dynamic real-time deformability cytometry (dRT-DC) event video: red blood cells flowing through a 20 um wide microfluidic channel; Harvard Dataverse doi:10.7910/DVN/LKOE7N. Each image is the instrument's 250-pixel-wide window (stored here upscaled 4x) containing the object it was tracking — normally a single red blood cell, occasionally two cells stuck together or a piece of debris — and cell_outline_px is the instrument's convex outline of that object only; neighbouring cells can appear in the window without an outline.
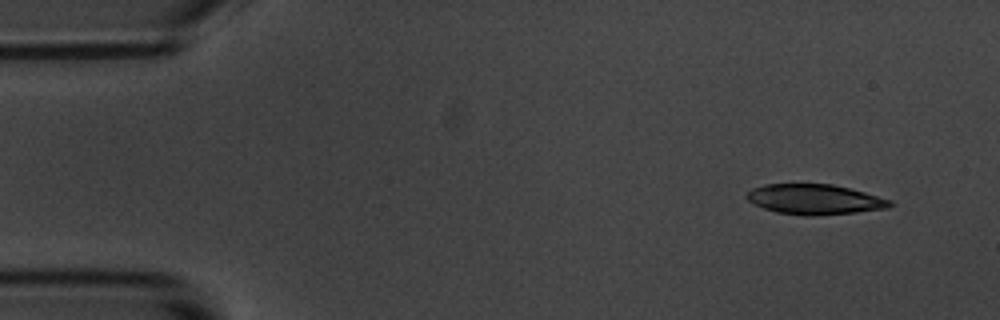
{"species": "common noctule bat (a hibernating species)", "species_latin": "Nyctalus noctula", "temperature_condition": "room temperature", "stored_images_in_passage": 4, "camera_frame_rate_fps": 3000, "um_per_image_px": 0.085, "animal": {"sex": "male", "body_mass_g": 20.1, "forearm_length_mm": 53.5}, "frame": {"image": 1, "passage_image": 1, "time_ms": 0.0, "image_size_px": [1000, 320], "cell_outline_px": [[896, 204], [888, 208], [856, 212], [812, 216], [808, 216], [776, 212], [764, 208], [748, 200], [744, 196], [752, 188], [764, 184], [832, 184], [864, 192], [892, 200]], "centroid_in_image_um": [69.26, 16.94], "position_along_channel_um": 15.7, "area_um2": 25.14}}
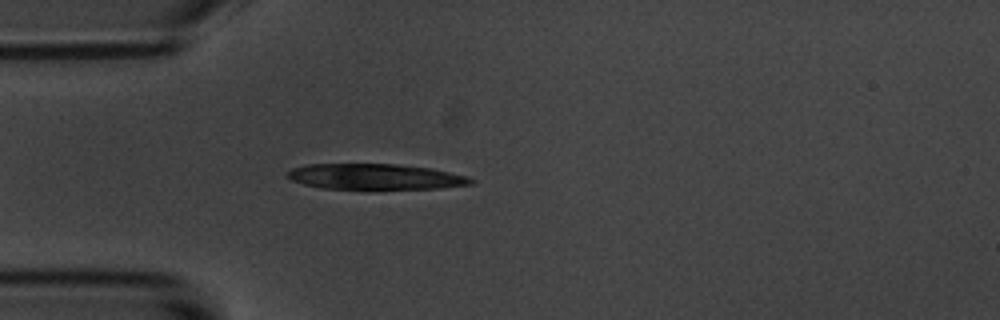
{"frame": {"image": 2, "passage_image": 4, "time_ms": 3.667, "image_size_px": [1000, 320], "cell_outline_px": [[476, 184], [440, 188], [324, 188], [304, 184], [292, 180], [288, 176], [288, 172], [292, 168], [308, 164], [396, 164], [432, 168], [468, 176], [476, 180]], "centroid_in_image_um": [31.98, 15.0], "position_along_channel_um": 53.0, "area_um2": 27.17}}